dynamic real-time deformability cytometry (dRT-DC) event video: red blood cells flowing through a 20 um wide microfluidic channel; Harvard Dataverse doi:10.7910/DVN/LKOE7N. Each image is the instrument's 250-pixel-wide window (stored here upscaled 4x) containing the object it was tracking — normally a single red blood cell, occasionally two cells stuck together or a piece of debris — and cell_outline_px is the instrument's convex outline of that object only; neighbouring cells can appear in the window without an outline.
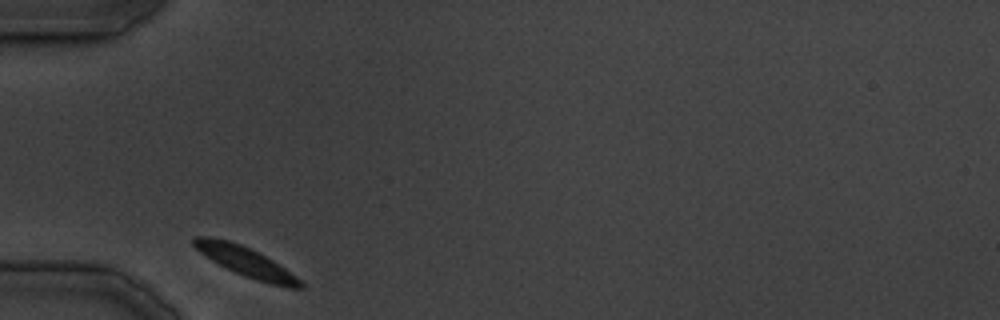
{"species": "common noctule bat (a hibernating species)", "species_latin": "Nyctalus noctula", "temperature_condition": "cold", "stored_images_in_passage": 19, "camera_frame_rate_fps": 3000, "um_per_image_px": 0.085, "animal": {"sex": "male", "body_mass_g": 19.5, "forearm_length_mm": 54.6}, "frame": {"image": 1, "passage_image": 1, "time_ms": 0.0, "image_size_px": [1000, 320], "cell_outline_px": [[304, 288], [288, 288], [256, 280], [244, 276], [212, 260], [200, 252], [192, 244], [192, 240], [196, 236], [208, 236], [228, 240], [240, 244], [272, 260], [296, 276], [304, 284]], "centroid_in_image_um": [20.9, 22.25], "position_along_channel_um": 64.1, "area_um2": 17.92}}
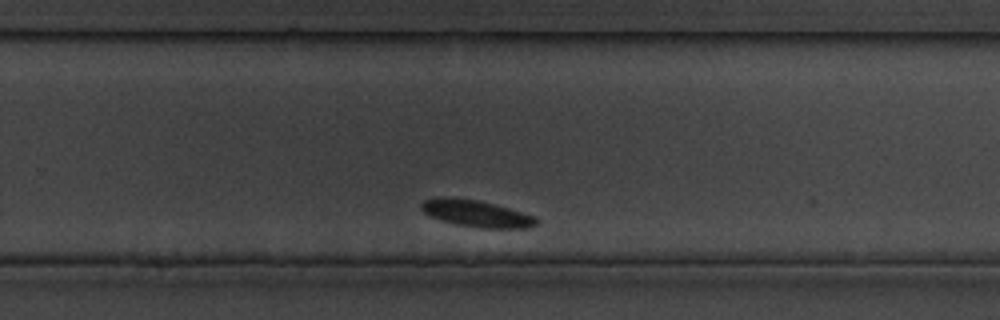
{"frame": {"image": 2, "passage_image": 16, "time_ms": 19.0, "image_size_px": [1000, 320], "cell_outline_px": [[540, 224], [532, 228], [480, 228], [456, 224], [428, 216], [420, 208], [420, 204], [424, 200], [436, 196], [448, 196], [480, 200], [496, 204], [536, 216], [540, 220]], "centroid_in_image_um": [40.53, 18.14], "position_along_channel_um": 289.3, "area_um2": 18.55}}